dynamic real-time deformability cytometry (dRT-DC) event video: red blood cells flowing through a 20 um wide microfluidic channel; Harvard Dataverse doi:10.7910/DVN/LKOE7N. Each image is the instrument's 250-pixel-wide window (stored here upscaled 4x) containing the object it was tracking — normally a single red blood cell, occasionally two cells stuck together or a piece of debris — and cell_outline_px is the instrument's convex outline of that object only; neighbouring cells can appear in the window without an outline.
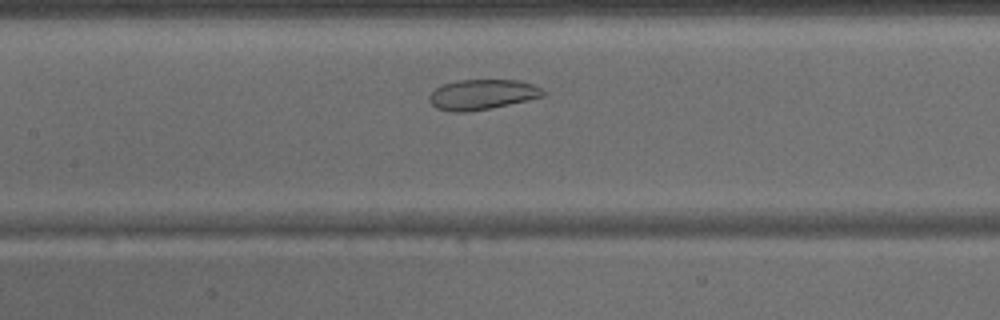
{"species": "common noctule bat (a hibernating species)", "species_latin": "Nyctalus noctula", "temperature_condition": "warm", "stored_images_in_passage": 36, "camera_frame_rate_fps": 3000, "um_per_image_px": 0.085, "animal": {"sex": "male", "body_mass_g": 15.6}, "frame": {"image": 1, "passage_image": 12, "time_ms": 3.667, "image_size_px": [1000, 320], "cell_outline_px": [[544, 96], [492, 108], [468, 112], [452, 112], [436, 108], [428, 100], [428, 96], [436, 88], [444, 84], [460, 80], [516, 80], [532, 84], [540, 88], [544, 92]], "centroid_in_image_um": [40.95, 8.04], "position_along_channel_um": 166.5, "area_um2": 19.88}}
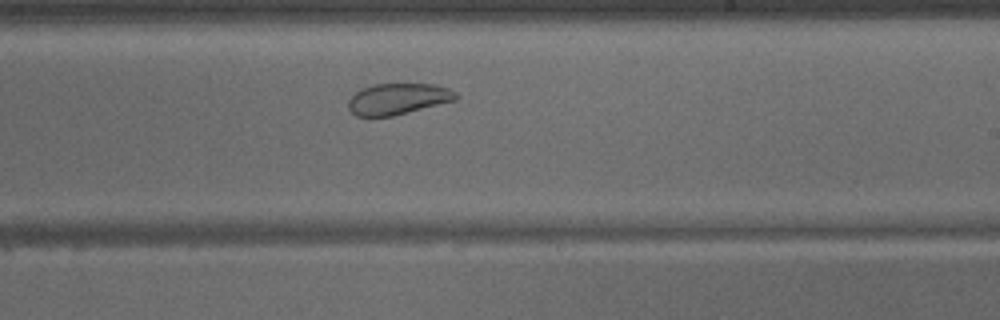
{"frame": {"image": 2, "passage_image": 18, "time_ms": 5.667, "image_size_px": [1000, 320], "cell_outline_px": [[460, 96], [456, 100], [392, 116], [356, 116], [348, 108], [348, 100], [360, 88], [372, 84], [436, 84], [448, 88], [456, 92]], "centroid_in_image_um": [33.83, 8.39], "position_along_channel_um": 255.2, "area_um2": 19.59}}
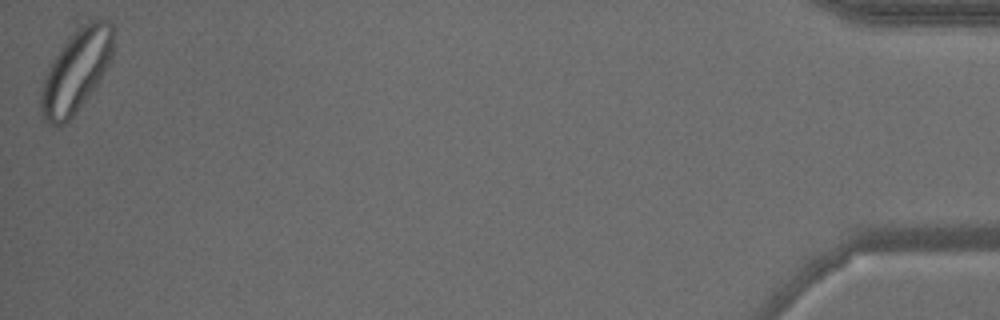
{"frame": {"image": 3, "passage_image": 36, "time_ms": 11.667, "image_size_px": [1000, 320], "cell_outline_px": [[112, 56], [104, 72], [96, 84], [72, 116], [64, 124], [56, 128], [48, 124], [44, 120], [40, 112], [40, 88], [44, 76], [52, 60], [60, 48], [72, 32], [88, 20], [96, 16], [108, 20], [112, 24]], "centroid_in_image_um": [6.43, 6.0], "position_along_channel_um": 428.8, "area_um2": 34.8}}